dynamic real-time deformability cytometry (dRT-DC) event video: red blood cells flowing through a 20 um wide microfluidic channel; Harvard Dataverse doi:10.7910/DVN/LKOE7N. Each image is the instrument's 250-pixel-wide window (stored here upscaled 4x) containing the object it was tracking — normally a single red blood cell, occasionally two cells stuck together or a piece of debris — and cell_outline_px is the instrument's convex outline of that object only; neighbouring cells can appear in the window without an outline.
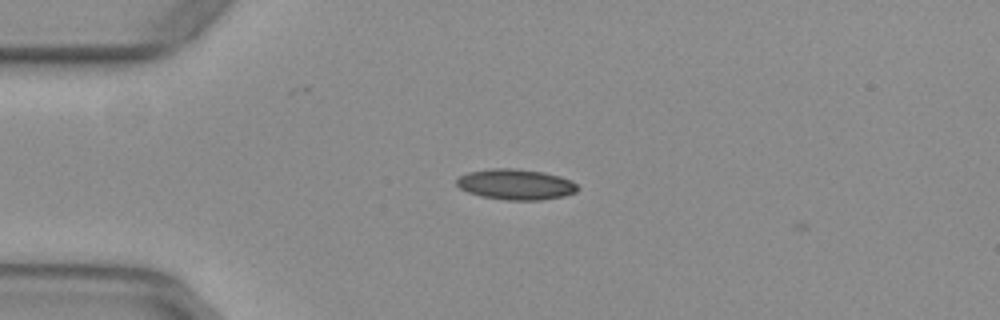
{"species": "common noctule bat (a hibernating species)", "species_latin": "Nyctalus noctula", "temperature_condition": "warm", "stored_images_in_passage": 3, "camera_frame_rate_fps": 3000, "um_per_image_px": 0.085, "animal": {"sex": "female", "body_mass_g": 29.2, "forearm_length_mm": 56.3}, "frame": {"image": 1, "passage_image": 1, "time_ms": 0.0, "image_size_px": [1000, 320], "cell_outline_px": [[580, 188], [576, 192], [564, 196], [540, 200], [504, 200], [480, 196], [468, 192], [460, 188], [456, 184], [456, 180], [460, 176], [468, 172], [492, 168], [512, 168], [544, 172], [560, 176], [572, 180]], "centroid_in_image_um": [43.85, 15.67], "position_along_channel_um": 41.1, "area_um2": 21.73}}